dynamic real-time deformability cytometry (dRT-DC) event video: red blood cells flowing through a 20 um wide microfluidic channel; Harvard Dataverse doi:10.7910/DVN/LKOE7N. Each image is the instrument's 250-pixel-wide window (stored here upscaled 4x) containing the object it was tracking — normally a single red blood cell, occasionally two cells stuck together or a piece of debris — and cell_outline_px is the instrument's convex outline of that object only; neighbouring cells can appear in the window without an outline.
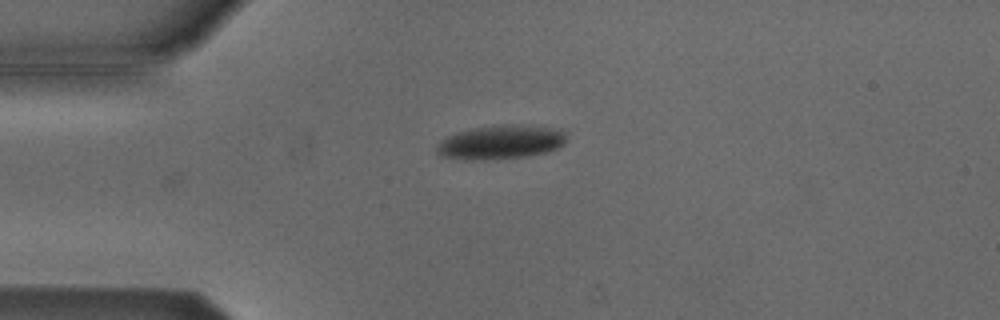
{"species": "Egyptian fruit bat (a non-hibernating species)", "species_latin": "Rousettus aegyptiacus", "temperature_condition": "cold", "stored_images_in_passage": 39, "camera_frame_rate_fps": 3000, "um_per_image_px": 0.085, "animal": {"sex": "male"}, "frame": {"image": 1, "passage_image": 1, "time_ms": 0.0, "image_size_px": [1000, 320], "cell_outline_px": [[564, 144], [548, 152], [528, 156], [480, 160], [464, 160], [440, 156], [436, 152], [436, 148], [440, 140], [448, 136], [460, 132], [476, 128], [548, 128], [564, 132]], "centroid_in_image_um": [42.46, 12.17], "position_along_channel_um": 42.5, "area_um2": 24.1}}
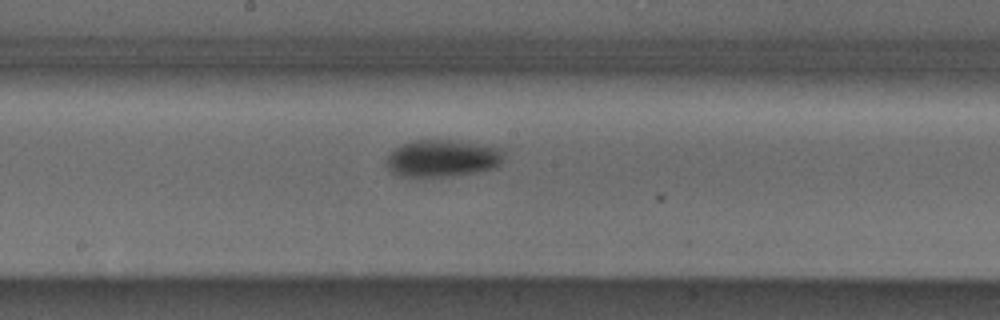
{"frame": {"image": 2, "passage_image": 16, "time_ms": 5.0, "image_size_px": [1000, 320], "cell_outline_px": [[504, 152], [500, 164], [496, 168], [476, 172], [444, 176], [400, 176], [392, 172], [384, 164], [388, 156], [396, 148], [412, 140], [452, 140], [504, 148]], "centroid_in_image_um": [37.62, 13.45], "position_along_channel_um": 210.6, "area_um2": 25.26}}
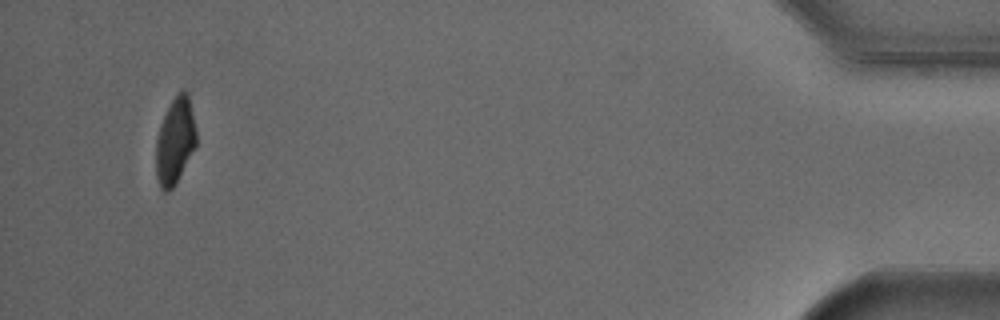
{"frame": {"image": 3, "passage_image": 39, "time_ms": 12.667, "image_size_px": [1000, 320], "cell_outline_px": [[196, 144], [176, 184], [168, 192], [164, 192], [160, 188], [156, 176], [156, 140], [160, 124], [172, 100], [180, 92], [188, 92], [196, 128]], "centroid_in_image_um": [14.87, 12.03], "position_along_channel_um": 420.3, "area_um2": 20.11}, "authors_computed_cell_mechanics": {"area_um2": 24.9696, "velocity_mm_per_s": 3.804, "shape_relaxation_time_tau1_ms": 2.4257, "shape_relaxation_time_tau2_ms": null, "deformation_change_tau1": 0.1039, "deformation_change_tau2": null}}